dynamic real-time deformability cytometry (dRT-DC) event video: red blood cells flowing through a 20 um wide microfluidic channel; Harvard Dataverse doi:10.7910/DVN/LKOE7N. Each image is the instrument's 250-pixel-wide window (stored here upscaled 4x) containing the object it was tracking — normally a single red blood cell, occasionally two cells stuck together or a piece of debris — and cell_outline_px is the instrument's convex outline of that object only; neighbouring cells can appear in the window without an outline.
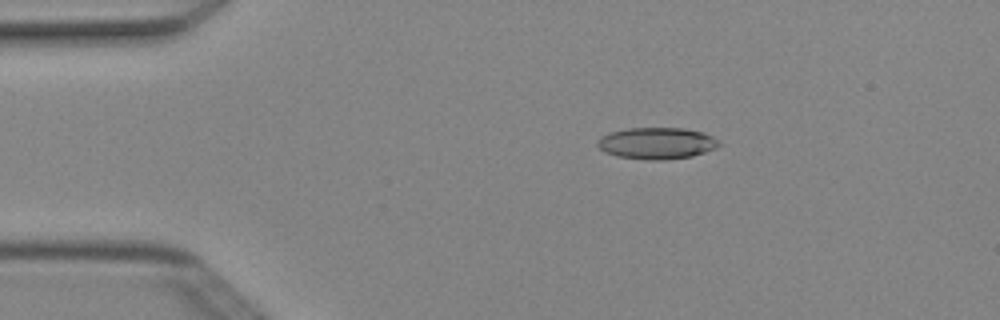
{"species": "Egyptian fruit bat (a non-hibernating species)", "species_latin": "Rousettus aegyptiacus", "temperature_condition": "cold", "stored_images_in_passage": 5, "camera_frame_rate_fps": 3000, "um_per_image_px": 0.085, "animal": {"sex": "female"}, "frame": {"image": 1, "passage_image": 3, "time_ms": 0.667, "image_size_px": [1000, 320], "cell_outline_px": [[720, 144], [716, 148], [692, 156], [664, 160], [644, 160], [616, 156], [604, 152], [596, 144], [596, 140], [600, 136], [608, 132], [628, 128], [684, 128], [704, 132], [720, 140]], "centroid_in_image_um": [55.8, 12.17], "position_along_channel_um": 29.2, "area_um2": 22.72}}
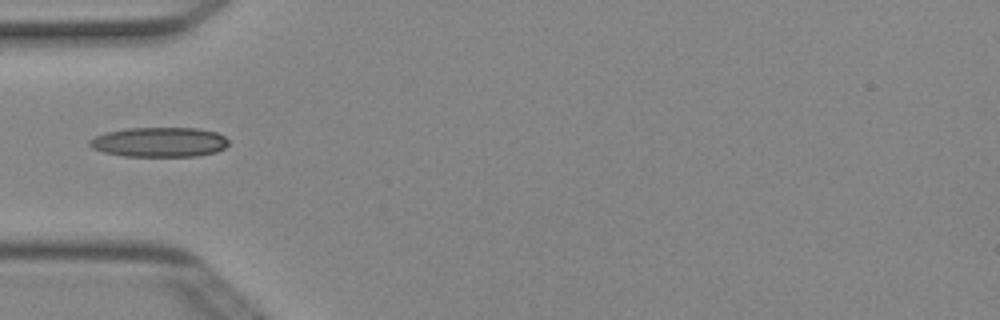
{"frame": {"image": 2, "passage_image": 5, "time_ms": 1.333, "image_size_px": [1000, 320], "cell_outline_px": [[228, 144], [224, 148], [216, 152], [196, 156], [124, 156], [104, 152], [92, 148], [88, 144], [88, 140], [104, 132], [124, 128], [196, 128], [216, 132], [224, 136], [228, 140]], "centroid_in_image_um": [13.52, 12.07], "position_along_channel_um": 71.5, "area_um2": 24.16}}